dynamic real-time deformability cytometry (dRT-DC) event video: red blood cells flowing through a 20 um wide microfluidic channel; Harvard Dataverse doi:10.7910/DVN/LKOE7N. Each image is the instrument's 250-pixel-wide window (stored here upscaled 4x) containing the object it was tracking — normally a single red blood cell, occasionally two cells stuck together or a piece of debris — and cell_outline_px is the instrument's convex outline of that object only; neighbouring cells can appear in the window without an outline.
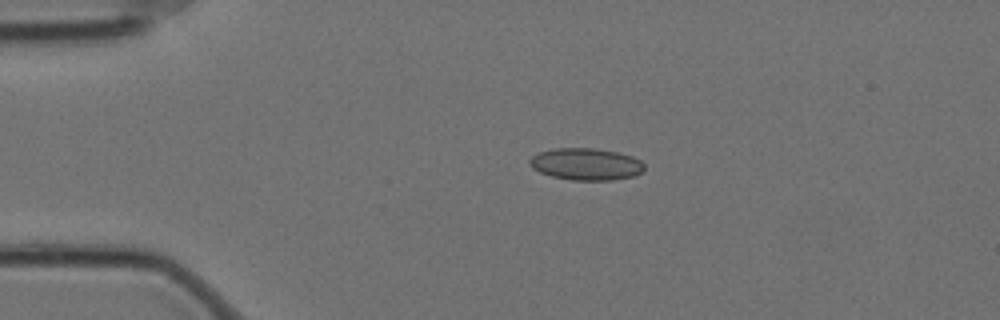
{"species": "Egyptian fruit bat (a non-hibernating species)", "species_latin": "Rousettus aegyptiacus", "temperature_condition": "cold", "stored_images_in_passage": 47, "camera_frame_rate_fps": 3000, "um_per_image_px": 0.085, "animal": {"sex": "female"}, "frame": {"image": 1, "passage_image": 1, "time_ms": 0.0, "image_size_px": [1000, 320], "cell_outline_px": [[644, 172], [632, 176], [612, 180], [572, 180], [552, 176], [540, 172], [532, 168], [528, 164], [528, 160], [532, 156], [540, 152], [552, 148], [596, 148], [620, 152], [632, 156], [640, 160], [644, 164]], "centroid_in_image_um": [49.81, 13.94], "position_along_channel_um": 35.2, "area_um2": 21.56}}
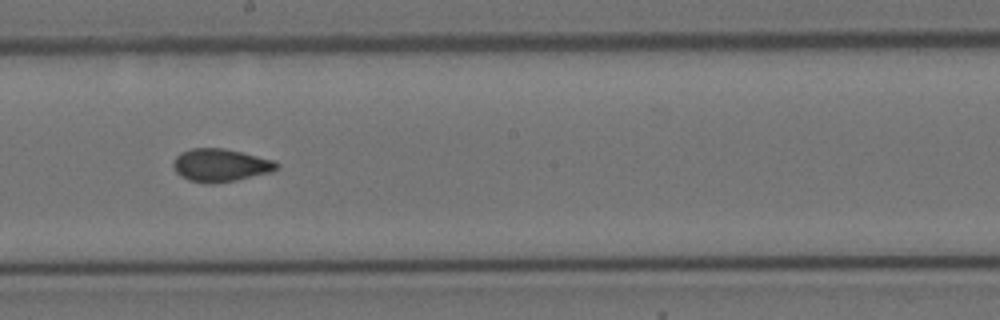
{"frame": {"image": 2, "passage_image": 21, "time_ms": 6.667, "image_size_px": [1000, 320], "cell_outline_px": [[280, 168], [272, 172], [236, 180], [212, 184], [204, 184], [188, 180], [180, 176], [176, 172], [172, 164], [176, 156], [180, 152], [192, 148], [224, 148], [276, 160], [280, 164]], "centroid_in_image_um": [18.76, 14.05], "position_along_channel_um": 229.4, "area_um2": 20.17}}
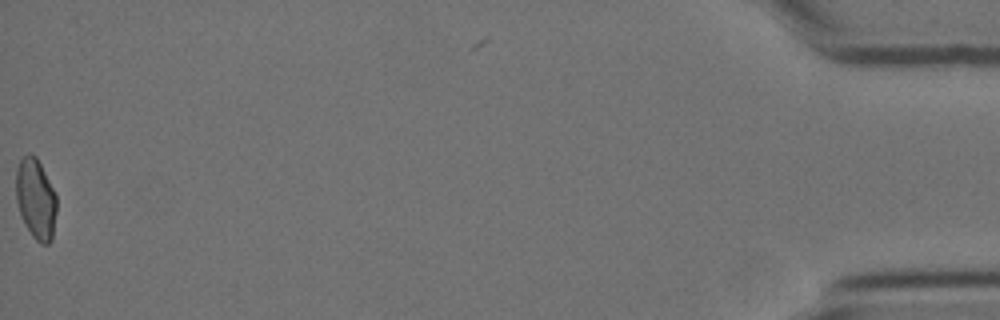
{"frame": {"image": 3, "passage_image": 47, "time_ms": 15.333, "image_size_px": [1000, 320], "cell_outline_px": [[56, 212], [52, 240], [48, 244], [40, 244], [32, 236], [24, 224], [20, 216], [16, 200], [16, 168], [20, 160], [28, 152], [36, 156], [56, 196]], "centroid_in_image_um": [3.02, 16.93], "position_along_channel_um": 432.2, "area_um2": 19.07}, "authors_computed_cell_mechanics": {"area_um2": 19.4786, "velocity_mm_per_s": 3.4942, "shape_relaxation_time_tau1_ms": null, "shape_relaxation_time_tau2_ms": 1.3899, "deformation_change_tau1": null, "deformation_change_tau2": 0.0631}}